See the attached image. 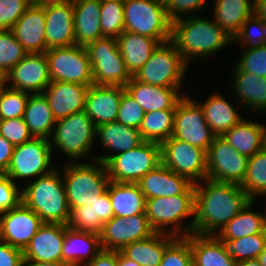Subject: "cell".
Segmentation results:
<instances>
[{
  "mask_svg": "<svg viewBox=\"0 0 266 266\" xmlns=\"http://www.w3.org/2000/svg\"><path fill=\"white\" fill-rule=\"evenodd\" d=\"M194 187V218L184 229L185 237L191 233L216 235L252 201L241 186L234 183L206 178L195 183Z\"/></svg>",
  "mask_w": 266,
  "mask_h": 266,
  "instance_id": "1",
  "label": "cell"
},
{
  "mask_svg": "<svg viewBox=\"0 0 266 266\" xmlns=\"http://www.w3.org/2000/svg\"><path fill=\"white\" fill-rule=\"evenodd\" d=\"M171 41L188 65L193 58L212 55L233 43L214 20L194 15L172 21Z\"/></svg>",
  "mask_w": 266,
  "mask_h": 266,
  "instance_id": "2",
  "label": "cell"
},
{
  "mask_svg": "<svg viewBox=\"0 0 266 266\" xmlns=\"http://www.w3.org/2000/svg\"><path fill=\"white\" fill-rule=\"evenodd\" d=\"M22 202L32 209L43 223L68 224L70 208L63 177L56 167L23 188Z\"/></svg>",
  "mask_w": 266,
  "mask_h": 266,
  "instance_id": "3",
  "label": "cell"
},
{
  "mask_svg": "<svg viewBox=\"0 0 266 266\" xmlns=\"http://www.w3.org/2000/svg\"><path fill=\"white\" fill-rule=\"evenodd\" d=\"M94 157V162L97 160L106 165L110 181L118 183H137L162 163L161 144L147 141L126 152Z\"/></svg>",
  "mask_w": 266,
  "mask_h": 266,
  "instance_id": "4",
  "label": "cell"
},
{
  "mask_svg": "<svg viewBox=\"0 0 266 266\" xmlns=\"http://www.w3.org/2000/svg\"><path fill=\"white\" fill-rule=\"evenodd\" d=\"M71 162L65 164L62 175L70 210L97 200L107 190L110 182L103 162Z\"/></svg>",
  "mask_w": 266,
  "mask_h": 266,
  "instance_id": "5",
  "label": "cell"
},
{
  "mask_svg": "<svg viewBox=\"0 0 266 266\" xmlns=\"http://www.w3.org/2000/svg\"><path fill=\"white\" fill-rule=\"evenodd\" d=\"M124 3V31L156 39L160 43L171 40L172 21L163 0H126Z\"/></svg>",
  "mask_w": 266,
  "mask_h": 266,
  "instance_id": "6",
  "label": "cell"
},
{
  "mask_svg": "<svg viewBox=\"0 0 266 266\" xmlns=\"http://www.w3.org/2000/svg\"><path fill=\"white\" fill-rule=\"evenodd\" d=\"M188 64L169 40L160 43L149 60L133 76L136 80L160 87H180Z\"/></svg>",
  "mask_w": 266,
  "mask_h": 266,
  "instance_id": "7",
  "label": "cell"
},
{
  "mask_svg": "<svg viewBox=\"0 0 266 266\" xmlns=\"http://www.w3.org/2000/svg\"><path fill=\"white\" fill-rule=\"evenodd\" d=\"M93 73V85L125 86L132 79L116 38L103 37L85 46Z\"/></svg>",
  "mask_w": 266,
  "mask_h": 266,
  "instance_id": "8",
  "label": "cell"
},
{
  "mask_svg": "<svg viewBox=\"0 0 266 266\" xmlns=\"http://www.w3.org/2000/svg\"><path fill=\"white\" fill-rule=\"evenodd\" d=\"M50 144L68 156L78 159L88 155L92 150L96 136V126L85 111L73 113L56 120Z\"/></svg>",
  "mask_w": 266,
  "mask_h": 266,
  "instance_id": "9",
  "label": "cell"
},
{
  "mask_svg": "<svg viewBox=\"0 0 266 266\" xmlns=\"http://www.w3.org/2000/svg\"><path fill=\"white\" fill-rule=\"evenodd\" d=\"M195 194H177L169 197L146 199L145 215L155 232L168 233L166 226L173 225L169 234L185 237L182 219L194 215Z\"/></svg>",
  "mask_w": 266,
  "mask_h": 266,
  "instance_id": "10",
  "label": "cell"
},
{
  "mask_svg": "<svg viewBox=\"0 0 266 266\" xmlns=\"http://www.w3.org/2000/svg\"><path fill=\"white\" fill-rule=\"evenodd\" d=\"M47 55L51 82L65 81L93 85L91 62L85 46L71 45L48 49Z\"/></svg>",
  "mask_w": 266,
  "mask_h": 266,
  "instance_id": "11",
  "label": "cell"
},
{
  "mask_svg": "<svg viewBox=\"0 0 266 266\" xmlns=\"http://www.w3.org/2000/svg\"><path fill=\"white\" fill-rule=\"evenodd\" d=\"M54 146L46 138H33L28 142L17 145L14 148L6 176L14 179H22L48 174L55 167H50L52 160L51 151ZM38 176V177H37Z\"/></svg>",
  "mask_w": 266,
  "mask_h": 266,
  "instance_id": "12",
  "label": "cell"
},
{
  "mask_svg": "<svg viewBox=\"0 0 266 266\" xmlns=\"http://www.w3.org/2000/svg\"><path fill=\"white\" fill-rule=\"evenodd\" d=\"M162 163L192 183L207 178L206 151L189 143L170 137L161 144Z\"/></svg>",
  "mask_w": 266,
  "mask_h": 266,
  "instance_id": "13",
  "label": "cell"
},
{
  "mask_svg": "<svg viewBox=\"0 0 266 266\" xmlns=\"http://www.w3.org/2000/svg\"><path fill=\"white\" fill-rule=\"evenodd\" d=\"M172 137L206 152L216 137L206 122L200 105L187 95L176 105Z\"/></svg>",
  "mask_w": 266,
  "mask_h": 266,
  "instance_id": "14",
  "label": "cell"
},
{
  "mask_svg": "<svg viewBox=\"0 0 266 266\" xmlns=\"http://www.w3.org/2000/svg\"><path fill=\"white\" fill-rule=\"evenodd\" d=\"M207 179L241 185L245 179L248 157L232 148L222 136H216L206 152Z\"/></svg>",
  "mask_w": 266,
  "mask_h": 266,
  "instance_id": "15",
  "label": "cell"
},
{
  "mask_svg": "<svg viewBox=\"0 0 266 266\" xmlns=\"http://www.w3.org/2000/svg\"><path fill=\"white\" fill-rule=\"evenodd\" d=\"M154 233L145 214L113 216L103 225L99 234L100 244L103 250L120 251L124 246L148 238Z\"/></svg>",
  "mask_w": 266,
  "mask_h": 266,
  "instance_id": "16",
  "label": "cell"
},
{
  "mask_svg": "<svg viewBox=\"0 0 266 266\" xmlns=\"http://www.w3.org/2000/svg\"><path fill=\"white\" fill-rule=\"evenodd\" d=\"M43 224L41 218L21 202L0 213V240L24 251Z\"/></svg>",
  "mask_w": 266,
  "mask_h": 266,
  "instance_id": "17",
  "label": "cell"
},
{
  "mask_svg": "<svg viewBox=\"0 0 266 266\" xmlns=\"http://www.w3.org/2000/svg\"><path fill=\"white\" fill-rule=\"evenodd\" d=\"M8 80L12 81V85H8V88L42 94L51 82L47 55L28 53L8 72Z\"/></svg>",
  "mask_w": 266,
  "mask_h": 266,
  "instance_id": "18",
  "label": "cell"
},
{
  "mask_svg": "<svg viewBox=\"0 0 266 266\" xmlns=\"http://www.w3.org/2000/svg\"><path fill=\"white\" fill-rule=\"evenodd\" d=\"M137 184L146 199L195 194L194 183L187 177L170 170L163 163L149 171Z\"/></svg>",
  "mask_w": 266,
  "mask_h": 266,
  "instance_id": "19",
  "label": "cell"
},
{
  "mask_svg": "<svg viewBox=\"0 0 266 266\" xmlns=\"http://www.w3.org/2000/svg\"><path fill=\"white\" fill-rule=\"evenodd\" d=\"M90 86L65 81L50 82L42 94L56 120L84 111L85 98Z\"/></svg>",
  "mask_w": 266,
  "mask_h": 266,
  "instance_id": "20",
  "label": "cell"
},
{
  "mask_svg": "<svg viewBox=\"0 0 266 266\" xmlns=\"http://www.w3.org/2000/svg\"><path fill=\"white\" fill-rule=\"evenodd\" d=\"M124 86L91 85L85 98V113L97 127L103 123L114 122L117 118Z\"/></svg>",
  "mask_w": 266,
  "mask_h": 266,
  "instance_id": "21",
  "label": "cell"
},
{
  "mask_svg": "<svg viewBox=\"0 0 266 266\" xmlns=\"http://www.w3.org/2000/svg\"><path fill=\"white\" fill-rule=\"evenodd\" d=\"M45 9L47 50L75 44L74 11L72 2L49 4Z\"/></svg>",
  "mask_w": 266,
  "mask_h": 266,
  "instance_id": "22",
  "label": "cell"
},
{
  "mask_svg": "<svg viewBox=\"0 0 266 266\" xmlns=\"http://www.w3.org/2000/svg\"><path fill=\"white\" fill-rule=\"evenodd\" d=\"M45 20L44 7L31 4L11 28L15 38L27 53L47 51Z\"/></svg>",
  "mask_w": 266,
  "mask_h": 266,
  "instance_id": "23",
  "label": "cell"
},
{
  "mask_svg": "<svg viewBox=\"0 0 266 266\" xmlns=\"http://www.w3.org/2000/svg\"><path fill=\"white\" fill-rule=\"evenodd\" d=\"M124 88L145 113L176 109L178 102L186 95L180 93L181 87L154 86L138 81L134 77Z\"/></svg>",
  "mask_w": 266,
  "mask_h": 266,
  "instance_id": "24",
  "label": "cell"
},
{
  "mask_svg": "<svg viewBox=\"0 0 266 266\" xmlns=\"http://www.w3.org/2000/svg\"><path fill=\"white\" fill-rule=\"evenodd\" d=\"M65 225L44 223L24 249V259L62 262Z\"/></svg>",
  "mask_w": 266,
  "mask_h": 266,
  "instance_id": "25",
  "label": "cell"
},
{
  "mask_svg": "<svg viewBox=\"0 0 266 266\" xmlns=\"http://www.w3.org/2000/svg\"><path fill=\"white\" fill-rule=\"evenodd\" d=\"M113 216V207L107 187V190L97 200L71 209L67 226L75 231L100 234L104 223Z\"/></svg>",
  "mask_w": 266,
  "mask_h": 266,
  "instance_id": "26",
  "label": "cell"
},
{
  "mask_svg": "<svg viewBox=\"0 0 266 266\" xmlns=\"http://www.w3.org/2000/svg\"><path fill=\"white\" fill-rule=\"evenodd\" d=\"M75 44L86 46L103 38L100 25L101 0H74Z\"/></svg>",
  "mask_w": 266,
  "mask_h": 266,
  "instance_id": "27",
  "label": "cell"
},
{
  "mask_svg": "<svg viewBox=\"0 0 266 266\" xmlns=\"http://www.w3.org/2000/svg\"><path fill=\"white\" fill-rule=\"evenodd\" d=\"M102 250L100 235L92 232L75 231L65 225L62 247V262L70 266H81L91 261ZM91 255V259L86 261ZM85 260V261H84Z\"/></svg>",
  "mask_w": 266,
  "mask_h": 266,
  "instance_id": "28",
  "label": "cell"
},
{
  "mask_svg": "<svg viewBox=\"0 0 266 266\" xmlns=\"http://www.w3.org/2000/svg\"><path fill=\"white\" fill-rule=\"evenodd\" d=\"M185 238L190 242L193 266H236L223 241L215 235L191 233Z\"/></svg>",
  "mask_w": 266,
  "mask_h": 266,
  "instance_id": "29",
  "label": "cell"
},
{
  "mask_svg": "<svg viewBox=\"0 0 266 266\" xmlns=\"http://www.w3.org/2000/svg\"><path fill=\"white\" fill-rule=\"evenodd\" d=\"M176 238L169 233L155 232L148 238L124 246L120 252L140 266H160L166 248Z\"/></svg>",
  "mask_w": 266,
  "mask_h": 266,
  "instance_id": "30",
  "label": "cell"
},
{
  "mask_svg": "<svg viewBox=\"0 0 266 266\" xmlns=\"http://www.w3.org/2000/svg\"><path fill=\"white\" fill-rule=\"evenodd\" d=\"M222 137L240 154L251 157L266 146V127L260 123L242 119Z\"/></svg>",
  "mask_w": 266,
  "mask_h": 266,
  "instance_id": "31",
  "label": "cell"
},
{
  "mask_svg": "<svg viewBox=\"0 0 266 266\" xmlns=\"http://www.w3.org/2000/svg\"><path fill=\"white\" fill-rule=\"evenodd\" d=\"M117 42L126 68L132 76L142 68L160 44L156 39L129 31H124Z\"/></svg>",
  "mask_w": 266,
  "mask_h": 266,
  "instance_id": "32",
  "label": "cell"
},
{
  "mask_svg": "<svg viewBox=\"0 0 266 266\" xmlns=\"http://www.w3.org/2000/svg\"><path fill=\"white\" fill-rule=\"evenodd\" d=\"M232 88L238 99L250 110L266 111V77H261L234 66Z\"/></svg>",
  "mask_w": 266,
  "mask_h": 266,
  "instance_id": "33",
  "label": "cell"
},
{
  "mask_svg": "<svg viewBox=\"0 0 266 266\" xmlns=\"http://www.w3.org/2000/svg\"><path fill=\"white\" fill-rule=\"evenodd\" d=\"M108 193L114 216L131 217L136 214H145L146 198L137 183L110 181Z\"/></svg>",
  "mask_w": 266,
  "mask_h": 266,
  "instance_id": "34",
  "label": "cell"
},
{
  "mask_svg": "<svg viewBox=\"0 0 266 266\" xmlns=\"http://www.w3.org/2000/svg\"><path fill=\"white\" fill-rule=\"evenodd\" d=\"M214 21L232 39L242 24L254 14L253 0H215Z\"/></svg>",
  "mask_w": 266,
  "mask_h": 266,
  "instance_id": "35",
  "label": "cell"
},
{
  "mask_svg": "<svg viewBox=\"0 0 266 266\" xmlns=\"http://www.w3.org/2000/svg\"><path fill=\"white\" fill-rule=\"evenodd\" d=\"M206 122L216 136H222L242 119L237 110L220 94L213 93L205 103H198Z\"/></svg>",
  "mask_w": 266,
  "mask_h": 266,
  "instance_id": "36",
  "label": "cell"
},
{
  "mask_svg": "<svg viewBox=\"0 0 266 266\" xmlns=\"http://www.w3.org/2000/svg\"><path fill=\"white\" fill-rule=\"evenodd\" d=\"M23 119L33 137L50 139L56 119L43 94L29 95Z\"/></svg>",
  "mask_w": 266,
  "mask_h": 266,
  "instance_id": "37",
  "label": "cell"
},
{
  "mask_svg": "<svg viewBox=\"0 0 266 266\" xmlns=\"http://www.w3.org/2000/svg\"><path fill=\"white\" fill-rule=\"evenodd\" d=\"M96 136H100L105 148L116 151V154L129 151L143 142L138 129L125 126L117 121L98 125Z\"/></svg>",
  "mask_w": 266,
  "mask_h": 266,
  "instance_id": "38",
  "label": "cell"
},
{
  "mask_svg": "<svg viewBox=\"0 0 266 266\" xmlns=\"http://www.w3.org/2000/svg\"><path fill=\"white\" fill-rule=\"evenodd\" d=\"M255 201H251L231 221H229L215 236L219 240H234L241 237L262 233L266 229V216L261 212H253Z\"/></svg>",
  "mask_w": 266,
  "mask_h": 266,
  "instance_id": "39",
  "label": "cell"
},
{
  "mask_svg": "<svg viewBox=\"0 0 266 266\" xmlns=\"http://www.w3.org/2000/svg\"><path fill=\"white\" fill-rule=\"evenodd\" d=\"M175 109L144 114L139 131L143 141L162 144L173 135Z\"/></svg>",
  "mask_w": 266,
  "mask_h": 266,
  "instance_id": "40",
  "label": "cell"
},
{
  "mask_svg": "<svg viewBox=\"0 0 266 266\" xmlns=\"http://www.w3.org/2000/svg\"><path fill=\"white\" fill-rule=\"evenodd\" d=\"M240 186L252 201L256 196H266V146L248 157L247 173Z\"/></svg>",
  "mask_w": 266,
  "mask_h": 266,
  "instance_id": "41",
  "label": "cell"
},
{
  "mask_svg": "<svg viewBox=\"0 0 266 266\" xmlns=\"http://www.w3.org/2000/svg\"><path fill=\"white\" fill-rule=\"evenodd\" d=\"M221 241H223L227 252L236 262L257 259L266 245V229L262 233Z\"/></svg>",
  "mask_w": 266,
  "mask_h": 266,
  "instance_id": "42",
  "label": "cell"
},
{
  "mask_svg": "<svg viewBox=\"0 0 266 266\" xmlns=\"http://www.w3.org/2000/svg\"><path fill=\"white\" fill-rule=\"evenodd\" d=\"M100 10L102 36L117 39L124 32V3L101 0Z\"/></svg>",
  "mask_w": 266,
  "mask_h": 266,
  "instance_id": "43",
  "label": "cell"
},
{
  "mask_svg": "<svg viewBox=\"0 0 266 266\" xmlns=\"http://www.w3.org/2000/svg\"><path fill=\"white\" fill-rule=\"evenodd\" d=\"M233 42L245 45V49L257 48L266 44V24L264 20L253 14L241 26Z\"/></svg>",
  "mask_w": 266,
  "mask_h": 266,
  "instance_id": "44",
  "label": "cell"
},
{
  "mask_svg": "<svg viewBox=\"0 0 266 266\" xmlns=\"http://www.w3.org/2000/svg\"><path fill=\"white\" fill-rule=\"evenodd\" d=\"M29 95L27 92L3 88L0 94V120L23 117Z\"/></svg>",
  "mask_w": 266,
  "mask_h": 266,
  "instance_id": "45",
  "label": "cell"
},
{
  "mask_svg": "<svg viewBox=\"0 0 266 266\" xmlns=\"http://www.w3.org/2000/svg\"><path fill=\"white\" fill-rule=\"evenodd\" d=\"M27 54L11 30H0V65L7 72Z\"/></svg>",
  "mask_w": 266,
  "mask_h": 266,
  "instance_id": "46",
  "label": "cell"
},
{
  "mask_svg": "<svg viewBox=\"0 0 266 266\" xmlns=\"http://www.w3.org/2000/svg\"><path fill=\"white\" fill-rule=\"evenodd\" d=\"M160 266H193L190 242L177 237L165 250Z\"/></svg>",
  "mask_w": 266,
  "mask_h": 266,
  "instance_id": "47",
  "label": "cell"
},
{
  "mask_svg": "<svg viewBox=\"0 0 266 266\" xmlns=\"http://www.w3.org/2000/svg\"><path fill=\"white\" fill-rule=\"evenodd\" d=\"M236 66L261 77H266V44L252 49H243Z\"/></svg>",
  "mask_w": 266,
  "mask_h": 266,
  "instance_id": "48",
  "label": "cell"
},
{
  "mask_svg": "<svg viewBox=\"0 0 266 266\" xmlns=\"http://www.w3.org/2000/svg\"><path fill=\"white\" fill-rule=\"evenodd\" d=\"M144 114L142 107L125 90L122 94L116 121L139 130Z\"/></svg>",
  "mask_w": 266,
  "mask_h": 266,
  "instance_id": "49",
  "label": "cell"
},
{
  "mask_svg": "<svg viewBox=\"0 0 266 266\" xmlns=\"http://www.w3.org/2000/svg\"><path fill=\"white\" fill-rule=\"evenodd\" d=\"M0 135L14 146L23 144L34 138L24 122L23 117L0 120Z\"/></svg>",
  "mask_w": 266,
  "mask_h": 266,
  "instance_id": "50",
  "label": "cell"
},
{
  "mask_svg": "<svg viewBox=\"0 0 266 266\" xmlns=\"http://www.w3.org/2000/svg\"><path fill=\"white\" fill-rule=\"evenodd\" d=\"M31 4V0H1L0 30H11Z\"/></svg>",
  "mask_w": 266,
  "mask_h": 266,
  "instance_id": "51",
  "label": "cell"
},
{
  "mask_svg": "<svg viewBox=\"0 0 266 266\" xmlns=\"http://www.w3.org/2000/svg\"><path fill=\"white\" fill-rule=\"evenodd\" d=\"M11 178L0 173V213L17 207L22 202V190L19 191Z\"/></svg>",
  "mask_w": 266,
  "mask_h": 266,
  "instance_id": "52",
  "label": "cell"
},
{
  "mask_svg": "<svg viewBox=\"0 0 266 266\" xmlns=\"http://www.w3.org/2000/svg\"><path fill=\"white\" fill-rule=\"evenodd\" d=\"M168 17L171 21L181 18L179 14H190L205 7L206 0H164Z\"/></svg>",
  "mask_w": 266,
  "mask_h": 266,
  "instance_id": "53",
  "label": "cell"
},
{
  "mask_svg": "<svg viewBox=\"0 0 266 266\" xmlns=\"http://www.w3.org/2000/svg\"><path fill=\"white\" fill-rule=\"evenodd\" d=\"M23 251L0 240V266H21Z\"/></svg>",
  "mask_w": 266,
  "mask_h": 266,
  "instance_id": "54",
  "label": "cell"
},
{
  "mask_svg": "<svg viewBox=\"0 0 266 266\" xmlns=\"http://www.w3.org/2000/svg\"><path fill=\"white\" fill-rule=\"evenodd\" d=\"M84 266H117V251L101 250Z\"/></svg>",
  "mask_w": 266,
  "mask_h": 266,
  "instance_id": "55",
  "label": "cell"
},
{
  "mask_svg": "<svg viewBox=\"0 0 266 266\" xmlns=\"http://www.w3.org/2000/svg\"><path fill=\"white\" fill-rule=\"evenodd\" d=\"M15 146L0 135V173H6Z\"/></svg>",
  "mask_w": 266,
  "mask_h": 266,
  "instance_id": "56",
  "label": "cell"
},
{
  "mask_svg": "<svg viewBox=\"0 0 266 266\" xmlns=\"http://www.w3.org/2000/svg\"><path fill=\"white\" fill-rule=\"evenodd\" d=\"M21 266H70L64 262H38L30 259H23Z\"/></svg>",
  "mask_w": 266,
  "mask_h": 266,
  "instance_id": "57",
  "label": "cell"
},
{
  "mask_svg": "<svg viewBox=\"0 0 266 266\" xmlns=\"http://www.w3.org/2000/svg\"><path fill=\"white\" fill-rule=\"evenodd\" d=\"M254 14L262 20H266V0H256L254 2Z\"/></svg>",
  "mask_w": 266,
  "mask_h": 266,
  "instance_id": "58",
  "label": "cell"
},
{
  "mask_svg": "<svg viewBox=\"0 0 266 266\" xmlns=\"http://www.w3.org/2000/svg\"><path fill=\"white\" fill-rule=\"evenodd\" d=\"M117 266H140L135 261L126 258L120 251H117Z\"/></svg>",
  "mask_w": 266,
  "mask_h": 266,
  "instance_id": "59",
  "label": "cell"
},
{
  "mask_svg": "<svg viewBox=\"0 0 266 266\" xmlns=\"http://www.w3.org/2000/svg\"><path fill=\"white\" fill-rule=\"evenodd\" d=\"M73 1L74 0H31L32 4L36 6H45L49 4H64Z\"/></svg>",
  "mask_w": 266,
  "mask_h": 266,
  "instance_id": "60",
  "label": "cell"
},
{
  "mask_svg": "<svg viewBox=\"0 0 266 266\" xmlns=\"http://www.w3.org/2000/svg\"><path fill=\"white\" fill-rule=\"evenodd\" d=\"M8 72L0 65V87H7Z\"/></svg>",
  "mask_w": 266,
  "mask_h": 266,
  "instance_id": "61",
  "label": "cell"
},
{
  "mask_svg": "<svg viewBox=\"0 0 266 266\" xmlns=\"http://www.w3.org/2000/svg\"><path fill=\"white\" fill-rule=\"evenodd\" d=\"M236 266H261L257 259L236 262Z\"/></svg>",
  "mask_w": 266,
  "mask_h": 266,
  "instance_id": "62",
  "label": "cell"
},
{
  "mask_svg": "<svg viewBox=\"0 0 266 266\" xmlns=\"http://www.w3.org/2000/svg\"><path fill=\"white\" fill-rule=\"evenodd\" d=\"M257 260L261 266H266V245L264 247V250L257 257Z\"/></svg>",
  "mask_w": 266,
  "mask_h": 266,
  "instance_id": "63",
  "label": "cell"
},
{
  "mask_svg": "<svg viewBox=\"0 0 266 266\" xmlns=\"http://www.w3.org/2000/svg\"><path fill=\"white\" fill-rule=\"evenodd\" d=\"M3 88H5V87H0V94H1V92H2V90H3Z\"/></svg>",
  "mask_w": 266,
  "mask_h": 266,
  "instance_id": "64",
  "label": "cell"
},
{
  "mask_svg": "<svg viewBox=\"0 0 266 266\" xmlns=\"http://www.w3.org/2000/svg\"><path fill=\"white\" fill-rule=\"evenodd\" d=\"M113 1H122V2H125L126 0H113Z\"/></svg>",
  "mask_w": 266,
  "mask_h": 266,
  "instance_id": "65",
  "label": "cell"
}]
</instances>
